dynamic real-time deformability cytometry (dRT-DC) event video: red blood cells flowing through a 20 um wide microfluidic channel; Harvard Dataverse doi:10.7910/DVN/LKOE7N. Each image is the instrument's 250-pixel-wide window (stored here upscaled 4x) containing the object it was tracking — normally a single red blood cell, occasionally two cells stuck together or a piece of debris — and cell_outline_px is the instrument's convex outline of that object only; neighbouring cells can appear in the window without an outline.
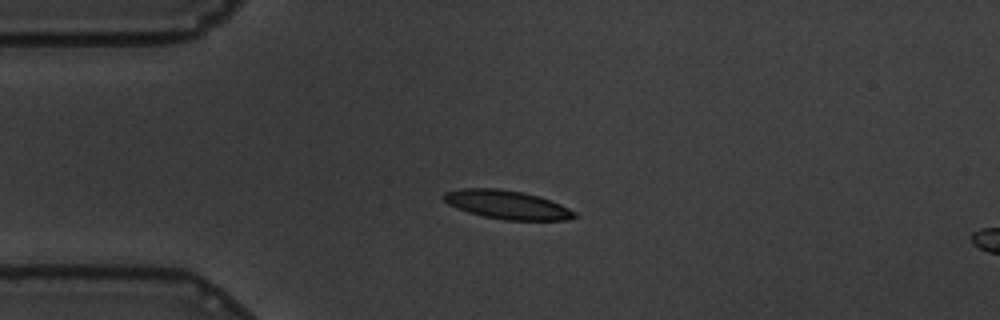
{"species": "common noctule bat (a hibernating species)", "species_latin": "Nyctalus noctula", "temperature_condition": "warm", "stored_images_in_passage": 5, "camera_frame_rate_fps": 3000, "um_per_image_px": 0.085, "animal": {"sex": "male", "body_mass_g": 19.5, "forearm_length_mm": 54.6}, "frame": {"image": 1, "passage_image": 1, "time_ms": 0.0, "image_size_px": [1000, 320], "cell_outline_px": [[580, 216], [564, 220], [504, 220], [484, 216], [468, 212], [456, 208], [448, 204], [440, 196], [444, 192], [464, 188], [500, 188], [524, 192], [540, 196], [560, 204], [576, 212]], "centroid_in_image_um": [43.09, 17.39], "position_along_channel_um": 41.9, "area_um2": 22.02}}